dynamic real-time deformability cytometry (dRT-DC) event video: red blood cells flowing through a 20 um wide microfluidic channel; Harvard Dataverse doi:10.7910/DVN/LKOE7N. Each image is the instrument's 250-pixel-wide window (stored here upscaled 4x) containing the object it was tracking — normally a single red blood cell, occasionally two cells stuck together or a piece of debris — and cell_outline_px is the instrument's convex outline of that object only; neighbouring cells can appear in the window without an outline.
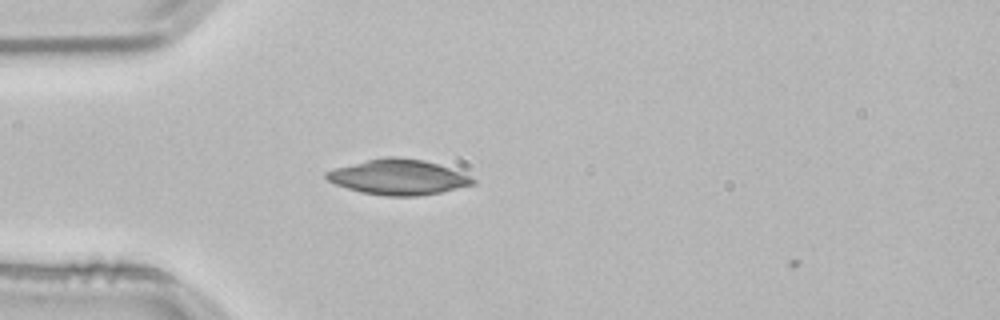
{"species": "common noctule bat (a hibernating species)", "species_latin": "Nyctalus noctula", "temperature_condition": "room temperature", "stored_images_in_passage": 3, "camera_frame_rate_fps": 3000, "um_per_image_px": 0.085, "animal": {"sex": "male", "body_mass_g": 21.5, "forearm_length_mm": 52.0}, "frame": {"image": 1, "passage_image": 2, "time_ms": 0.333, "image_size_px": [1000, 320], "cell_outline_px": [[476, 184], [440, 192], [416, 196], [388, 196], [360, 192], [336, 184], [328, 180], [324, 176], [324, 172], [336, 168], [384, 156], [396, 156], [424, 160], [460, 172], [476, 180]], "centroid_in_image_um": [33.84, 15.05], "position_along_channel_um": 51.2, "area_um2": 29.77}}